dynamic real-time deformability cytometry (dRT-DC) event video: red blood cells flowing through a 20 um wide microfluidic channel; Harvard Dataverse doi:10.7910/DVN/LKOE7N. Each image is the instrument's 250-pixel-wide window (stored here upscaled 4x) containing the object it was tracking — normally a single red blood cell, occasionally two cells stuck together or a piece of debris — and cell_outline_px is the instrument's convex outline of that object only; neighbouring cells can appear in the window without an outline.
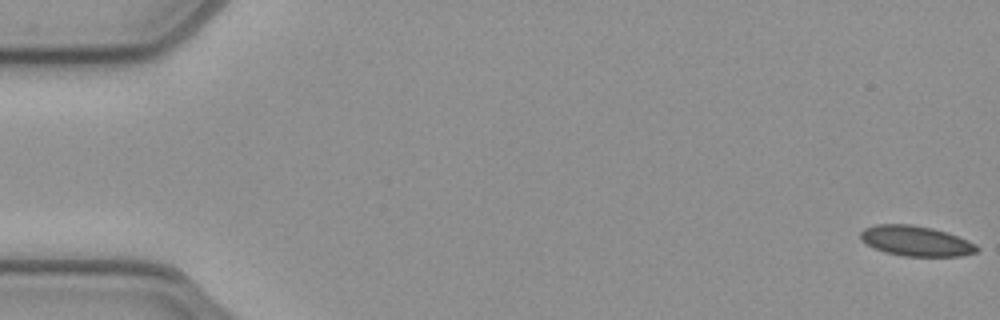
{"species": "common noctule bat (a hibernating species)", "species_latin": "Nyctalus noctula", "temperature_condition": "cold", "stored_images_in_passage": 53, "camera_frame_rate_fps": 3000, "um_per_image_px": 0.085, "animal": {"sex": "female", "body_mass_g": 21.9}, "frame": {"image": 1, "passage_image": 1, "time_ms": 0.0, "image_size_px": [1000, 320], "cell_outline_px": [[980, 248], [976, 252], [960, 256], [904, 256], [884, 252], [860, 240], [860, 232], [864, 228], [876, 224], [912, 224], [932, 228], [968, 240], [976, 244]], "centroid_in_image_um": [77.84, 20.48], "position_along_channel_um": 7.2, "area_um2": 20.4}}
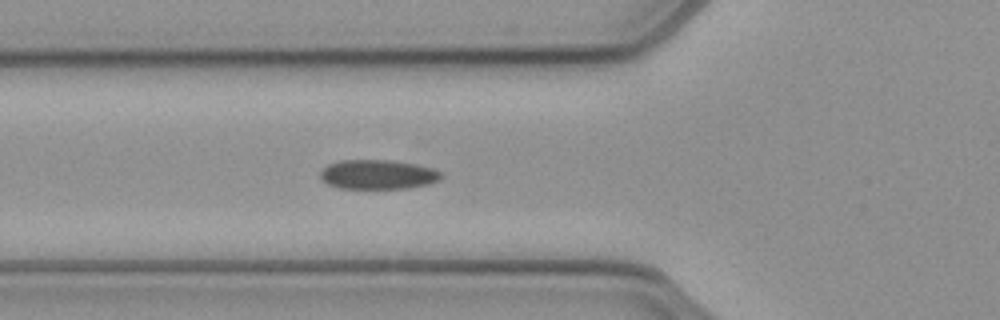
{"frame": {"image": 2, "passage_image": 19, "time_ms": 6.0, "image_size_px": [1000, 320], "cell_outline_px": [[444, 176], [440, 180], [428, 184], [408, 188], [340, 188], [328, 184], [320, 180], [320, 172], [328, 164], [340, 160], [388, 160], [412, 164], [432, 168], [440, 172]], "centroid_in_image_um": [32.1, 14.83], "position_along_channel_um": 93.7, "area_um2": 20.63}}
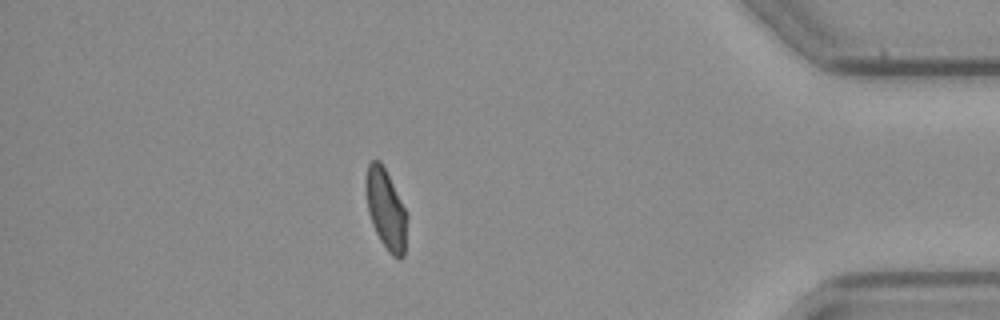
{"frame": {"image": 3, "passage_image": 46, "time_ms": 15.0, "image_size_px": [1000, 320], "cell_outline_px": [[408, 216], [404, 256], [400, 260], [392, 256], [388, 252], [380, 240], [372, 224], [368, 212], [364, 188], [364, 180], [368, 164], [372, 160], [380, 160]], "centroid_in_image_um": [32.78, 17.82], "position_along_channel_um": 402.4, "area_um2": 19.31}, "authors_computed_cell_mechanics": {"area_um2": 20.6924, "velocity_mm_per_s": 3.9136, "shape_relaxation_time_tau1_ms": 8.9528, "shape_relaxation_time_tau2_ms": 3.662, "deformation_change_tau1": 0.1351, "deformation_change_tau2": 0.0748}}